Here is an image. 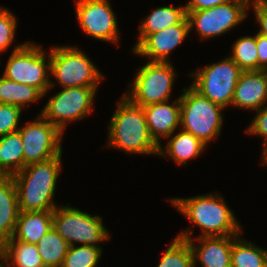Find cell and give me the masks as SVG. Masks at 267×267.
I'll return each instance as SVG.
<instances>
[{"label":"cell","instance_id":"cell-32","mask_svg":"<svg viewBox=\"0 0 267 267\" xmlns=\"http://www.w3.org/2000/svg\"><path fill=\"white\" fill-rule=\"evenodd\" d=\"M246 133L249 135H259L263 138V154L267 151V108L262 107L256 111V116L247 127ZM265 138V139H264Z\"/></svg>","mask_w":267,"mask_h":267},{"label":"cell","instance_id":"cell-14","mask_svg":"<svg viewBox=\"0 0 267 267\" xmlns=\"http://www.w3.org/2000/svg\"><path fill=\"white\" fill-rule=\"evenodd\" d=\"M193 231L188 229L176 237L188 240L193 253L194 267L197 261L202 267H231L232 242L238 236L197 237L195 241H199V245H196L191 236Z\"/></svg>","mask_w":267,"mask_h":267},{"label":"cell","instance_id":"cell-21","mask_svg":"<svg viewBox=\"0 0 267 267\" xmlns=\"http://www.w3.org/2000/svg\"><path fill=\"white\" fill-rule=\"evenodd\" d=\"M187 17L184 6L173 7V5L158 7L154 9L141 22L138 42L133 46V51L149 34H154L167 27L180 24Z\"/></svg>","mask_w":267,"mask_h":267},{"label":"cell","instance_id":"cell-5","mask_svg":"<svg viewBox=\"0 0 267 267\" xmlns=\"http://www.w3.org/2000/svg\"><path fill=\"white\" fill-rule=\"evenodd\" d=\"M48 74L50 75V52L46 54L40 45L29 41L14 47L3 76L8 80L35 87L45 96L55 86Z\"/></svg>","mask_w":267,"mask_h":267},{"label":"cell","instance_id":"cell-1","mask_svg":"<svg viewBox=\"0 0 267 267\" xmlns=\"http://www.w3.org/2000/svg\"><path fill=\"white\" fill-rule=\"evenodd\" d=\"M62 153L43 162L25 166L13 175L20 212H53L57 179L62 168Z\"/></svg>","mask_w":267,"mask_h":267},{"label":"cell","instance_id":"cell-15","mask_svg":"<svg viewBox=\"0 0 267 267\" xmlns=\"http://www.w3.org/2000/svg\"><path fill=\"white\" fill-rule=\"evenodd\" d=\"M189 33V22L186 17L180 24L149 34L132 53L148 57L151 62H170L169 54L182 44Z\"/></svg>","mask_w":267,"mask_h":267},{"label":"cell","instance_id":"cell-4","mask_svg":"<svg viewBox=\"0 0 267 267\" xmlns=\"http://www.w3.org/2000/svg\"><path fill=\"white\" fill-rule=\"evenodd\" d=\"M180 126L205 146L221 134L224 107L198 93L191 85L182 90Z\"/></svg>","mask_w":267,"mask_h":267},{"label":"cell","instance_id":"cell-23","mask_svg":"<svg viewBox=\"0 0 267 267\" xmlns=\"http://www.w3.org/2000/svg\"><path fill=\"white\" fill-rule=\"evenodd\" d=\"M0 253L8 267H45L36 244L12 237L0 247Z\"/></svg>","mask_w":267,"mask_h":267},{"label":"cell","instance_id":"cell-17","mask_svg":"<svg viewBox=\"0 0 267 267\" xmlns=\"http://www.w3.org/2000/svg\"><path fill=\"white\" fill-rule=\"evenodd\" d=\"M266 96L267 79L263 71H242L231 107L257 111L265 105Z\"/></svg>","mask_w":267,"mask_h":267},{"label":"cell","instance_id":"cell-6","mask_svg":"<svg viewBox=\"0 0 267 267\" xmlns=\"http://www.w3.org/2000/svg\"><path fill=\"white\" fill-rule=\"evenodd\" d=\"M78 46H54L50 49V75L62 88L98 87L102 72Z\"/></svg>","mask_w":267,"mask_h":267},{"label":"cell","instance_id":"cell-11","mask_svg":"<svg viewBox=\"0 0 267 267\" xmlns=\"http://www.w3.org/2000/svg\"><path fill=\"white\" fill-rule=\"evenodd\" d=\"M98 87L63 88L52 96L40 114L62 133L66 125L89 115Z\"/></svg>","mask_w":267,"mask_h":267},{"label":"cell","instance_id":"cell-26","mask_svg":"<svg viewBox=\"0 0 267 267\" xmlns=\"http://www.w3.org/2000/svg\"><path fill=\"white\" fill-rule=\"evenodd\" d=\"M231 267H267V249L243 240L239 235L232 242Z\"/></svg>","mask_w":267,"mask_h":267},{"label":"cell","instance_id":"cell-12","mask_svg":"<svg viewBox=\"0 0 267 267\" xmlns=\"http://www.w3.org/2000/svg\"><path fill=\"white\" fill-rule=\"evenodd\" d=\"M23 143L24 167L59 156L63 134L41 114L19 128Z\"/></svg>","mask_w":267,"mask_h":267},{"label":"cell","instance_id":"cell-24","mask_svg":"<svg viewBox=\"0 0 267 267\" xmlns=\"http://www.w3.org/2000/svg\"><path fill=\"white\" fill-rule=\"evenodd\" d=\"M43 97L35 87L8 80L3 75L0 77L1 104L14 105L23 110L27 104L41 100Z\"/></svg>","mask_w":267,"mask_h":267},{"label":"cell","instance_id":"cell-34","mask_svg":"<svg viewBox=\"0 0 267 267\" xmlns=\"http://www.w3.org/2000/svg\"><path fill=\"white\" fill-rule=\"evenodd\" d=\"M231 0H190L184 5L186 11H199L203 9L212 8Z\"/></svg>","mask_w":267,"mask_h":267},{"label":"cell","instance_id":"cell-29","mask_svg":"<svg viewBox=\"0 0 267 267\" xmlns=\"http://www.w3.org/2000/svg\"><path fill=\"white\" fill-rule=\"evenodd\" d=\"M102 252V248L87 245L70 246L61 267H96Z\"/></svg>","mask_w":267,"mask_h":267},{"label":"cell","instance_id":"cell-27","mask_svg":"<svg viewBox=\"0 0 267 267\" xmlns=\"http://www.w3.org/2000/svg\"><path fill=\"white\" fill-rule=\"evenodd\" d=\"M229 57L242 71H259L256 34L238 38L232 46V54Z\"/></svg>","mask_w":267,"mask_h":267},{"label":"cell","instance_id":"cell-18","mask_svg":"<svg viewBox=\"0 0 267 267\" xmlns=\"http://www.w3.org/2000/svg\"><path fill=\"white\" fill-rule=\"evenodd\" d=\"M19 212L13 177L0 175V247L13 237Z\"/></svg>","mask_w":267,"mask_h":267},{"label":"cell","instance_id":"cell-37","mask_svg":"<svg viewBox=\"0 0 267 267\" xmlns=\"http://www.w3.org/2000/svg\"><path fill=\"white\" fill-rule=\"evenodd\" d=\"M261 160L263 161V164L267 165V151L262 155Z\"/></svg>","mask_w":267,"mask_h":267},{"label":"cell","instance_id":"cell-7","mask_svg":"<svg viewBox=\"0 0 267 267\" xmlns=\"http://www.w3.org/2000/svg\"><path fill=\"white\" fill-rule=\"evenodd\" d=\"M70 205H60L53 211V228L70 246L79 243L101 248L98 245L100 242L110 240V234L102 224L101 216H92Z\"/></svg>","mask_w":267,"mask_h":267},{"label":"cell","instance_id":"cell-28","mask_svg":"<svg viewBox=\"0 0 267 267\" xmlns=\"http://www.w3.org/2000/svg\"><path fill=\"white\" fill-rule=\"evenodd\" d=\"M157 267H194L188 240L176 237L164 251Z\"/></svg>","mask_w":267,"mask_h":267},{"label":"cell","instance_id":"cell-16","mask_svg":"<svg viewBox=\"0 0 267 267\" xmlns=\"http://www.w3.org/2000/svg\"><path fill=\"white\" fill-rule=\"evenodd\" d=\"M149 133L154 141L161 145V137L169 138L180 126V98L168 104V101L143 107Z\"/></svg>","mask_w":267,"mask_h":267},{"label":"cell","instance_id":"cell-35","mask_svg":"<svg viewBox=\"0 0 267 267\" xmlns=\"http://www.w3.org/2000/svg\"><path fill=\"white\" fill-rule=\"evenodd\" d=\"M257 54L259 59V70L267 66V36L256 34Z\"/></svg>","mask_w":267,"mask_h":267},{"label":"cell","instance_id":"cell-38","mask_svg":"<svg viewBox=\"0 0 267 267\" xmlns=\"http://www.w3.org/2000/svg\"><path fill=\"white\" fill-rule=\"evenodd\" d=\"M262 71H263V73L265 74L266 79H267V66H266L264 69H262Z\"/></svg>","mask_w":267,"mask_h":267},{"label":"cell","instance_id":"cell-39","mask_svg":"<svg viewBox=\"0 0 267 267\" xmlns=\"http://www.w3.org/2000/svg\"><path fill=\"white\" fill-rule=\"evenodd\" d=\"M266 102H267V96H266V101H265V104H266V105L263 106V107H265V108H267V103H266Z\"/></svg>","mask_w":267,"mask_h":267},{"label":"cell","instance_id":"cell-2","mask_svg":"<svg viewBox=\"0 0 267 267\" xmlns=\"http://www.w3.org/2000/svg\"><path fill=\"white\" fill-rule=\"evenodd\" d=\"M170 203L189 219V222L201 228L198 237L239 236L242 227L224 198L220 194L210 193L189 198H171Z\"/></svg>","mask_w":267,"mask_h":267},{"label":"cell","instance_id":"cell-20","mask_svg":"<svg viewBox=\"0 0 267 267\" xmlns=\"http://www.w3.org/2000/svg\"><path fill=\"white\" fill-rule=\"evenodd\" d=\"M169 137L165 149L159 145L158 155L171 158L179 165H186L190 159L199 157L207 149L198 138L183 130Z\"/></svg>","mask_w":267,"mask_h":267},{"label":"cell","instance_id":"cell-22","mask_svg":"<svg viewBox=\"0 0 267 267\" xmlns=\"http://www.w3.org/2000/svg\"><path fill=\"white\" fill-rule=\"evenodd\" d=\"M23 168V143L19 131L0 136V175L13 176Z\"/></svg>","mask_w":267,"mask_h":267},{"label":"cell","instance_id":"cell-19","mask_svg":"<svg viewBox=\"0 0 267 267\" xmlns=\"http://www.w3.org/2000/svg\"><path fill=\"white\" fill-rule=\"evenodd\" d=\"M52 227L53 212H19L13 238L25 243L37 244Z\"/></svg>","mask_w":267,"mask_h":267},{"label":"cell","instance_id":"cell-31","mask_svg":"<svg viewBox=\"0 0 267 267\" xmlns=\"http://www.w3.org/2000/svg\"><path fill=\"white\" fill-rule=\"evenodd\" d=\"M21 112L20 107L0 103V136L19 130Z\"/></svg>","mask_w":267,"mask_h":267},{"label":"cell","instance_id":"cell-3","mask_svg":"<svg viewBox=\"0 0 267 267\" xmlns=\"http://www.w3.org/2000/svg\"><path fill=\"white\" fill-rule=\"evenodd\" d=\"M108 126L107 147L132 154H157L159 145L151 137L143 107L120 98Z\"/></svg>","mask_w":267,"mask_h":267},{"label":"cell","instance_id":"cell-9","mask_svg":"<svg viewBox=\"0 0 267 267\" xmlns=\"http://www.w3.org/2000/svg\"><path fill=\"white\" fill-rule=\"evenodd\" d=\"M241 73L239 66L227 56L188 75L194 78L191 86L198 93L226 108L232 106L236 84Z\"/></svg>","mask_w":267,"mask_h":267},{"label":"cell","instance_id":"cell-33","mask_svg":"<svg viewBox=\"0 0 267 267\" xmlns=\"http://www.w3.org/2000/svg\"><path fill=\"white\" fill-rule=\"evenodd\" d=\"M250 4L260 26L258 33L267 36V0H251Z\"/></svg>","mask_w":267,"mask_h":267},{"label":"cell","instance_id":"cell-36","mask_svg":"<svg viewBox=\"0 0 267 267\" xmlns=\"http://www.w3.org/2000/svg\"><path fill=\"white\" fill-rule=\"evenodd\" d=\"M0 267H8L5 258L0 253Z\"/></svg>","mask_w":267,"mask_h":267},{"label":"cell","instance_id":"cell-25","mask_svg":"<svg viewBox=\"0 0 267 267\" xmlns=\"http://www.w3.org/2000/svg\"><path fill=\"white\" fill-rule=\"evenodd\" d=\"M36 245L45 267H61L70 247L53 227L40 238Z\"/></svg>","mask_w":267,"mask_h":267},{"label":"cell","instance_id":"cell-30","mask_svg":"<svg viewBox=\"0 0 267 267\" xmlns=\"http://www.w3.org/2000/svg\"><path fill=\"white\" fill-rule=\"evenodd\" d=\"M17 18L7 8H0V53L5 52L15 38ZM1 55V54H0ZM1 60V59H0Z\"/></svg>","mask_w":267,"mask_h":267},{"label":"cell","instance_id":"cell-13","mask_svg":"<svg viewBox=\"0 0 267 267\" xmlns=\"http://www.w3.org/2000/svg\"><path fill=\"white\" fill-rule=\"evenodd\" d=\"M75 2L77 20L88 36L119 45L118 22L109 0H75Z\"/></svg>","mask_w":267,"mask_h":267},{"label":"cell","instance_id":"cell-10","mask_svg":"<svg viewBox=\"0 0 267 267\" xmlns=\"http://www.w3.org/2000/svg\"><path fill=\"white\" fill-rule=\"evenodd\" d=\"M251 0H231L199 11H186L190 32L195 28L202 40L219 37L248 16Z\"/></svg>","mask_w":267,"mask_h":267},{"label":"cell","instance_id":"cell-8","mask_svg":"<svg viewBox=\"0 0 267 267\" xmlns=\"http://www.w3.org/2000/svg\"><path fill=\"white\" fill-rule=\"evenodd\" d=\"M176 73L171 62H147L139 68L125 97L135 105L145 107L170 101Z\"/></svg>","mask_w":267,"mask_h":267}]
</instances>
